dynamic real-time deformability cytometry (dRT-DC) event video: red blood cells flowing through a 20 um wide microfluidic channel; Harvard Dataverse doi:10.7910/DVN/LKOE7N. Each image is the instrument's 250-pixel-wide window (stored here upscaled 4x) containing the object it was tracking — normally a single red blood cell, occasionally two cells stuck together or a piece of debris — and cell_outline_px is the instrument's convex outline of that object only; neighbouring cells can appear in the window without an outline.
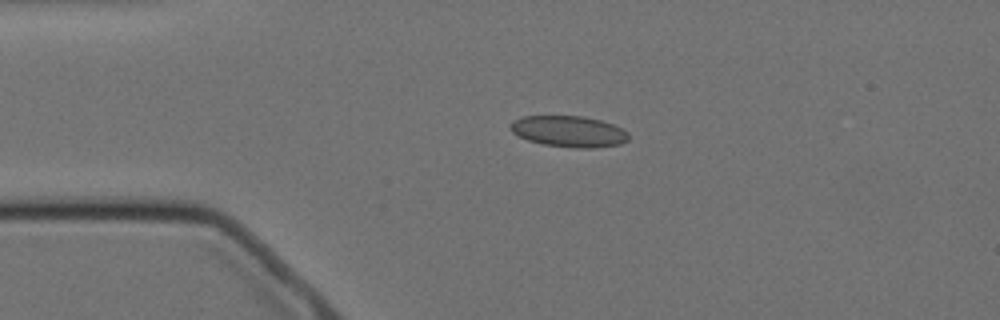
{"species": "Egyptian fruit bat (a non-hibernating species)", "species_latin": "Rousettus aegyptiacus", "temperature_condition": "cold", "stored_images_in_passage": 2, "camera_frame_rate_fps": 3000, "um_per_image_px": 0.085, "animal": {"sex": "female"}, "frame": {"image": 1, "passage_image": 1, "time_ms": 0.0, "image_size_px": [1000, 320], "cell_outline_px": [[628, 140], [620, 144], [592, 148], [576, 148], [544, 144], [528, 140], [512, 132], [508, 128], [508, 124], [512, 120], [520, 116], [584, 116], [600, 120], [612, 124], [628, 132]], "centroid_in_image_um": [48.31, 11.16], "position_along_channel_um": 36.7, "area_um2": 21.5}}